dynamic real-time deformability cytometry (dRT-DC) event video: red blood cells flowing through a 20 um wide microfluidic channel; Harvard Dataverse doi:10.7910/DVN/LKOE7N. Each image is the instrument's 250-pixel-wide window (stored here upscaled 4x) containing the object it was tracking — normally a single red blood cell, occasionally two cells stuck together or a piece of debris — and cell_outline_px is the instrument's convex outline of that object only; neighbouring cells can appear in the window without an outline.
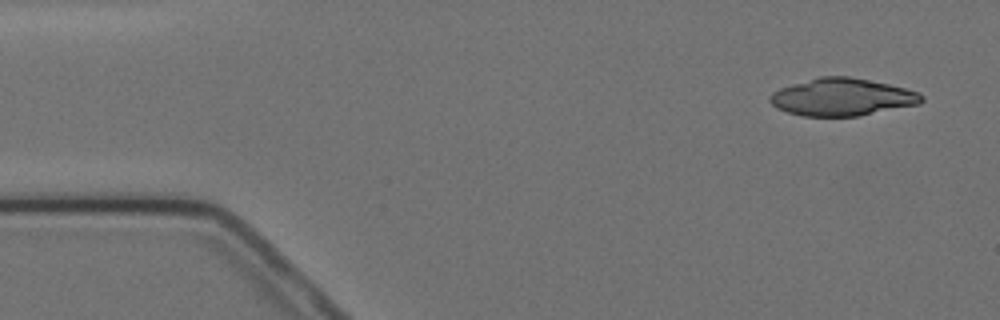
{"species": "Egyptian fruit bat (a non-hibernating species)", "species_latin": "Rousettus aegyptiacus", "temperature_condition": "cold", "stored_images_in_passage": 5, "camera_frame_rate_fps": 3000, "um_per_image_px": 0.085, "animal": {"sex": "female"}, "frame": {"image": 1, "passage_image": 1, "time_ms": 0.0, "image_size_px": [1000, 320], "cell_outline_px": [[924, 100], [920, 104], [856, 116], [804, 116], [788, 112], [776, 108], [768, 100], [768, 96], [772, 92], [780, 88], [792, 84], [820, 76], [848, 76], [888, 84], [920, 92], [924, 96]], "centroid_in_image_um": [71.57, 8.25], "position_along_channel_um": 13.4, "area_um2": 33.0}}